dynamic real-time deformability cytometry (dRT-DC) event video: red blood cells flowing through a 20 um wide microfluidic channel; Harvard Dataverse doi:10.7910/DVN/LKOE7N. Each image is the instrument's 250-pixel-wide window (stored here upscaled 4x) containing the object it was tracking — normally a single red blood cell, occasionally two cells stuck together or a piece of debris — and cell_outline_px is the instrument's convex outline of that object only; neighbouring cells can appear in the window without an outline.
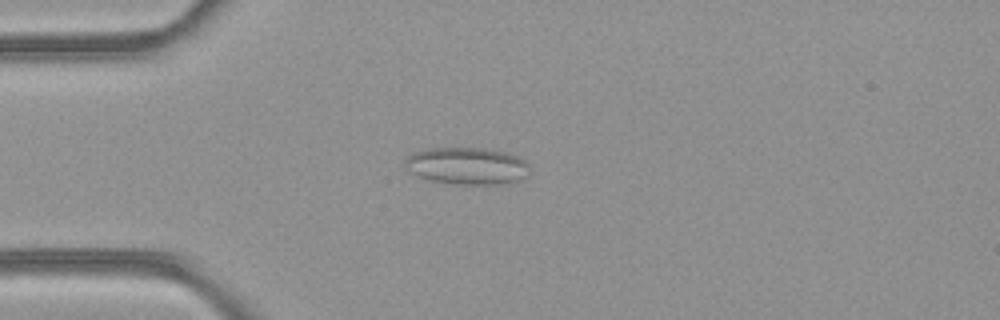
{"species": "common noctule bat (a hibernating species)", "species_latin": "Nyctalus noctula", "temperature_condition": "room temperature", "stored_images_in_passage": 4, "camera_frame_rate_fps": 3000, "um_per_image_px": 0.085, "animal": {"sex": "female", "body_mass_g": 21.9}, "frame": {"image": 1, "passage_image": 4, "time_ms": 1.0, "image_size_px": [1000, 320], "cell_outline_px": [[528, 176], [520, 180], [500, 184], [456, 184], [432, 180], [408, 172], [404, 164], [404, 160], [412, 152], [428, 148], [484, 148], [504, 152], [516, 156], [524, 160], [528, 164]], "centroid_in_image_um": [39.67, 14.1], "position_along_channel_um": 45.3, "area_um2": 26.93}}